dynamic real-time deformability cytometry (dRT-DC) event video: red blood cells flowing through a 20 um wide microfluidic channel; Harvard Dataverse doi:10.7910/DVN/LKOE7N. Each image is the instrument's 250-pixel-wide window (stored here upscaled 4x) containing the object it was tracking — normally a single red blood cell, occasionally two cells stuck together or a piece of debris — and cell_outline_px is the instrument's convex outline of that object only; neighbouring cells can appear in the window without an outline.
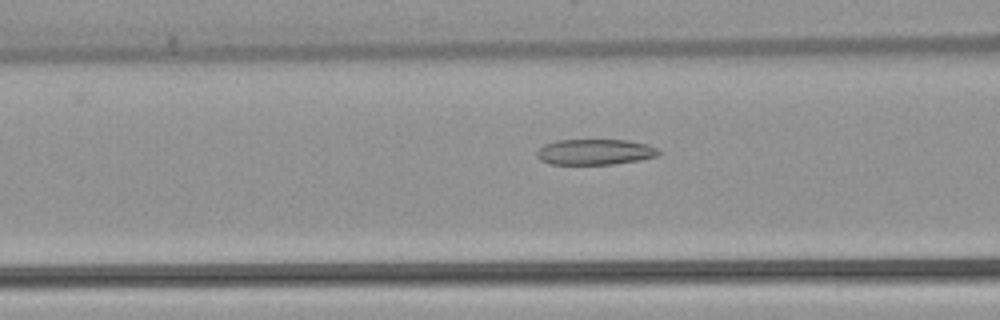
{"species": "common noctule bat (a hibernating species)", "species_latin": "Nyctalus noctula", "temperature_condition": "warm", "stored_images_in_passage": 52, "camera_frame_rate_fps": 3000, "um_per_image_px": 0.085, "animal": {"sex": "female", "body_mass_g": 22.7, "forearm_length_mm": 54.2}, "frame": {"image": 1, "passage_image": 20, "time_ms": 6.333, "image_size_px": [1000, 320], "cell_outline_px": [[660, 152], [656, 156], [640, 160], [616, 164], [548, 164], [540, 160], [536, 156], [536, 152], [544, 144], [556, 140], [628, 140], [648, 144], [656, 148]], "centroid_in_image_um": [50.55, 12.91], "position_along_channel_um": 116.1, "area_um2": 18.32}}
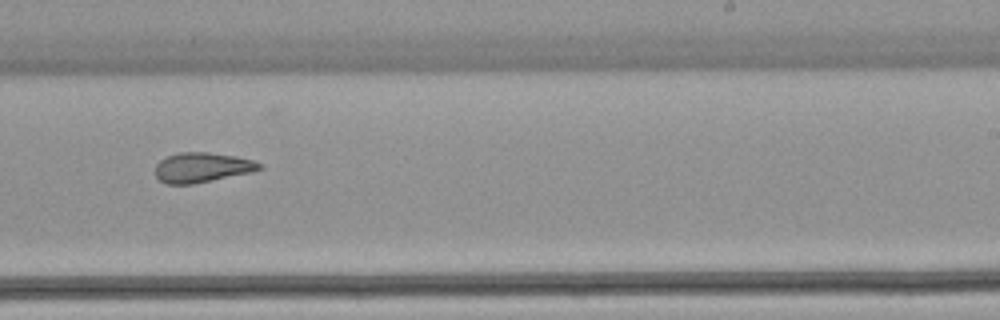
{"frame": {"image": 2, "passage_image": 32, "time_ms": 10.333, "image_size_px": [1000, 320], "cell_outline_px": [[264, 168], [252, 172], [192, 184], [168, 184], [160, 180], [156, 176], [156, 164], [160, 160], [168, 156], [180, 152], [208, 152], [236, 156], [252, 160], [260, 164]], "centroid_in_image_um": [17.18, 14.23], "position_along_channel_um": 271.8, "area_um2": 17.98}}
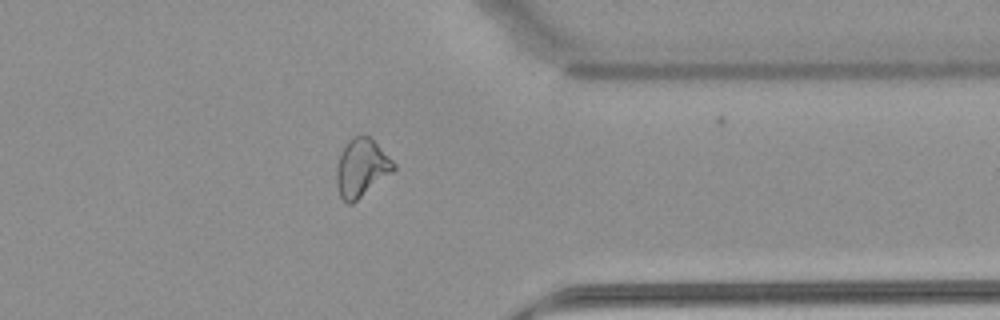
{"frame": {"image": 3, "passage_image": 41, "time_ms": 13.333, "image_size_px": [1000, 320], "cell_outline_px": [[396, 168], [392, 172], [352, 204], [348, 204], [340, 196], [336, 188], [336, 168], [340, 152], [348, 140], [352, 136], [368, 136], [396, 164]], "centroid_in_image_um": [30.68, 14.28], "position_along_channel_um": 380.7, "area_um2": 19.13}, "authors_computed_cell_mechanics": {"area_um2": 20.8369, "velocity_mm_per_s": 3.9041, "shape_relaxation_time_tau1_ms": null, "shape_relaxation_time_tau2_ms": 2.6671, "deformation_change_tau1": null, "deformation_change_tau2": 0.1086}}